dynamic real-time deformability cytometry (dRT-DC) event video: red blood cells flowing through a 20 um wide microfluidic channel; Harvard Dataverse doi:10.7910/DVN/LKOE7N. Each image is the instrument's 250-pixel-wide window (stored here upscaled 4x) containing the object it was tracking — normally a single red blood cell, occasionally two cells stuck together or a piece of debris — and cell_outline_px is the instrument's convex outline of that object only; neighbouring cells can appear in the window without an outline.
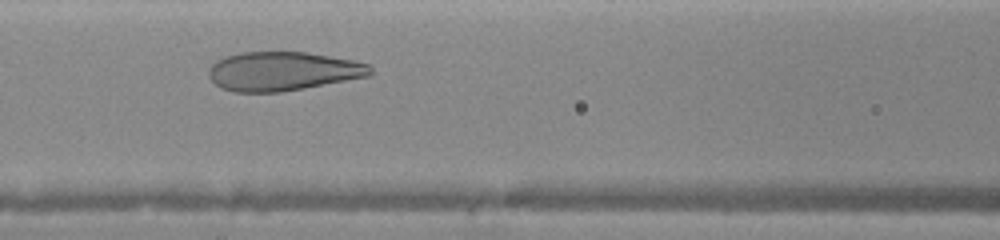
{"species": "human", "species_latin": "Homo sapiens", "temperature_condition": "warm", "stored_images_in_passage": 15, "camera_frame_rate_fps": 3000, "um_per_image_px": 0.085, "donor": {"sex": "female"}, "frame": {"image": 1, "passage_image": 5, "time_ms": 2.333, "image_size_px": [1000, 240], "cell_outline_px": [[372, 72], [368, 76], [304, 88], [280, 92], [236, 92], [220, 88], [208, 76], [208, 68], [216, 60], [224, 56], [240, 52], [304, 52], [352, 60], [368, 64], [372, 68]], "centroid_in_image_um": [23.98, 6.05], "position_along_channel_um": 142.6, "area_um2": 36.59}}
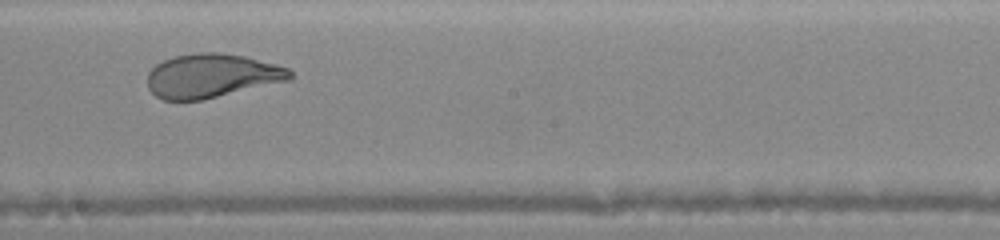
{"frame": {"image": 2, "passage_image": 9, "time_ms": 4.333, "image_size_px": [1000, 240], "cell_outline_px": [[296, 76], [292, 80], [204, 100], [164, 100], [156, 96], [148, 88], [148, 72], [156, 64], [164, 60], [176, 56], [196, 52], [220, 52], [244, 56], [276, 64], [288, 68]], "centroid_in_image_um": [18.04, 6.45], "position_along_channel_um": 230.2, "area_um2": 36.88}}
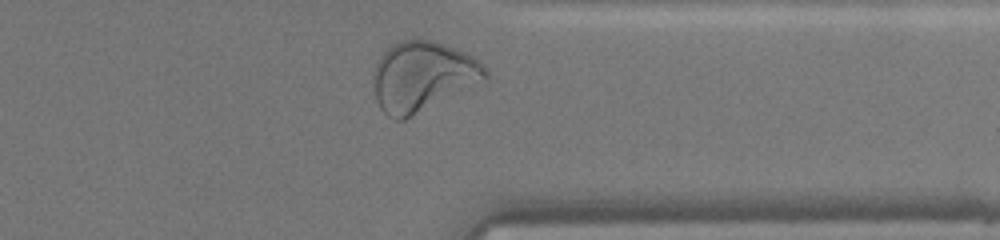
{"frame": {"image": 3, "passage_image": 15, "time_ms": 7.667, "image_size_px": [1000, 240], "cell_outline_px": [[488, 80], [404, 120], [396, 120], [388, 116], [380, 108], [376, 100], [372, 80], [372, 72], [380, 56], [392, 44], [400, 40], [436, 40], [464, 52], [472, 56], [484, 64], [488, 72]], "centroid_in_image_um": [35.93, 6.5], "position_along_channel_um": 375.5, "area_um2": 46.07}}